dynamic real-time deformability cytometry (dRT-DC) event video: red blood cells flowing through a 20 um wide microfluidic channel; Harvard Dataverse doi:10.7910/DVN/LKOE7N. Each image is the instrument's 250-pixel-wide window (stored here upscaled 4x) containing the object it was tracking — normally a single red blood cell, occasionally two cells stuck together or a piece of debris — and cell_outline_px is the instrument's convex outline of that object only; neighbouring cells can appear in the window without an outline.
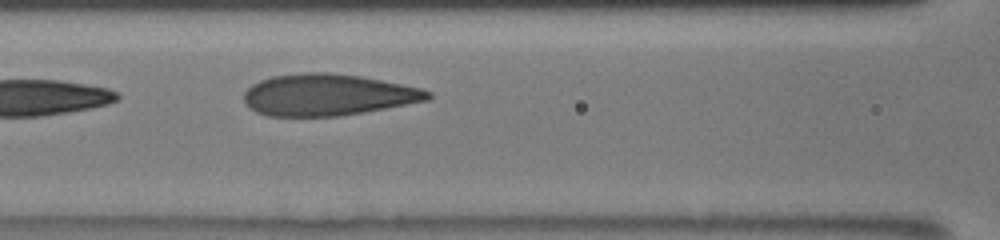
{"species": "human", "species_latin": "Homo sapiens", "temperature_condition": "room temperature", "stored_images_in_passage": 7, "camera_frame_rate_fps": 3000, "um_per_image_px": 0.085, "donor": {"sex": "male"}, "frame": {"image": 1, "passage_image": 7, "time_ms": 4.0, "image_size_px": [1000, 240], "cell_outline_px": [[432, 96], [428, 100], [364, 112], [340, 116], [268, 116], [256, 112], [248, 108], [244, 104], [244, 92], [252, 84], [260, 80], [272, 76], [304, 72], [328, 72], [360, 76], [424, 88], [432, 92]], "centroid_in_image_um": [27.85, 8.06], "position_along_channel_um": 138.8, "area_um2": 44.85}}